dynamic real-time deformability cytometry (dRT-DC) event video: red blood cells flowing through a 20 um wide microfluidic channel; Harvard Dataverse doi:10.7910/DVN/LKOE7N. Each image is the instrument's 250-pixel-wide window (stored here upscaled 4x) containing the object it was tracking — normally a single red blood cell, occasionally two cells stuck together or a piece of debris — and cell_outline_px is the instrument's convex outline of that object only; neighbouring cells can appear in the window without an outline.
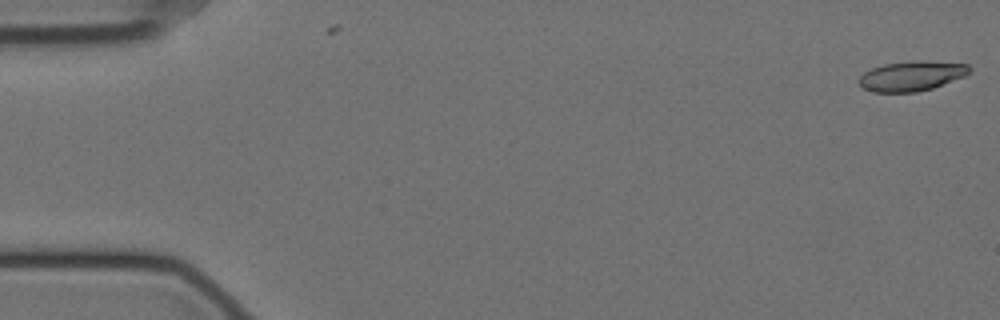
{"species": "Egyptian fruit bat (a non-hibernating species)", "species_latin": "Rousettus aegyptiacus", "temperature_condition": "cold", "stored_images_in_passage": 11, "camera_frame_rate_fps": 3000, "um_per_image_px": 0.085, "animal": {"sex": "female"}, "frame": {"image": 1, "passage_image": 1, "time_ms": 0.0, "image_size_px": [1000, 320], "cell_outline_px": [[972, 72], [964, 76], [932, 88], [916, 92], [872, 92], [860, 88], [860, 76], [864, 72], [872, 68], [884, 64], [916, 60], [924, 60], [968, 64], [972, 68]], "centroid_in_image_um": [77.5, 6.45], "position_along_channel_um": 7.5, "area_um2": 19.36}}